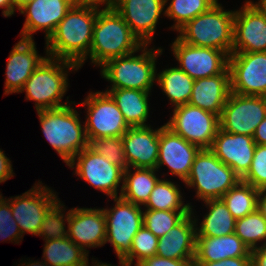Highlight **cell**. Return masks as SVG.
<instances>
[{"mask_svg":"<svg viewBox=\"0 0 266 266\" xmlns=\"http://www.w3.org/2000/svg\"><path fill=\"white\" fill-rule=\"evenodd\" d=\"M97 13L75 3L45 42V54L79 65L89 55Z\"/></svg>","mask_w":266,"mask_h":266,"instance_id":"6da1fadb","label":"cell"},{"mask_svg":"<svg viewBox=\"0 0 266 266\" xmlns=\"http://www.w3.org/2000/svg\"><path fill=\"white\" fill-rule=\"evenodd\" d=\"M6 199L10 202L12 216L22 236L29 233L42 237L58 225V209L63 201L58 198V192L43 185L42 181L34 183L22 195Z\"/></svg>","mask_w":266,"mask_h":266,"instance_id":"7a4b0ae2","label":"cell"},{"mask_svg":"<svg viewBox=\"0 0 266 266\" xmlns=\"http://www.w3.org/2000/svg\"><path fill=\"white\" fill-rule=\"evenodd\" d=\"M142 46L143 44L115 9L98 10L90 52L78 65L79 69L88 58L94 67H101L108 60L132 54Z\"/></svg>","mask_w":266,"mask_h":266,"instance_id":"3957f363","label":"cell"},{"mask_svg":"<svg viewBox=\"0 0 266 266\" xmlns=\"http://www.w3.org/2000/svg\"><path fill=\"white\" fill-rule=\"evenodd\" d=\"M79 70L75 62L47 57L26 80L19 93L25 92V99L34 101L36 111L64 107L73 103L62 102L69 88L68 74Z\"/></svg>","mask_w":266,"mask_h":266,"instance_id":"277c9868","label":"cell"},{"mask_svg":"<svg viewBox=\"0 0 266 266\" xmlns=\"http://www.w3.org/2000/svg\"><path fill=\"white\" fill-rule=\"evenodd\" d=\"M149 47L151 46L143 45L132 54L110 59L102 65L100 75L111 83L107 89L125 88L151 93L158 71L157 58L162 55L164 48H155V45L153 48Z\"/></svg>","mask_w":266,"mask_h":266,"instance_id":"5b68a950","label":"cell"},{"mask_svg":"<svg viewBox=\"0 0 266 266\" xmlns=\"http://www.w3.org/2000/svg\"><path fill=\"white\" fill-rule=\"evenodd\" d=\"M71 104L75 105V101L64 107L36 111L45 139L66 165L89 143L85 124Z\"/></svg>","mask_w":266,"mask_h":266,"instance_id":"8992f818","label":"cell"},{"mask_svg":"<svg viewBox=\"0 0 266 266\" xmlns=\"http://www.w3.org/2000/svg\"><path fill=\"white\" fill-rule=\"evenodd\" d=\"M235 10H224L219 1L208 11L188 21L177 37L190 45L224 51L228 56L233 48Z\"/></svg>","mask_w":266,"mask_h":266,"instance_id":"52a82bcc","label":"cell"},{"mask_svg":"<svg viewBox=\"0 0 266 266\" xmlns=\"http://www.w3.org/2000/svg\"><path fill=\"white\" fill-rule=\"evenodd\" d=\"M241 178L210 149H201L193 161L186 188L195 190L197 200L221 199Z\"/></svg>","mask_w":266,"mask_h":266,"instance_id":"ba28073f","label":"cell"},{"mask_svg":"<svg viewBox=\"0 0 266 266\" xmlns=\"http://www.w3.org/2000/svg\"><path fill=\"white\" fill-rule=\"evenodd\" d=\"M66 210L64 202H61L58 209V226L76 245L88 254L87 249L105 246L106 217L102 207H73Z\"/></svg>","mask_w":266,"mask_h":266,"instance_id":"9c48e42d","label":"cell"},{"mask_svg":"<svg viewBox=\"0 0 266 266\" xmlns=\"http://www.w3.org/2000/svg\"><path fill=\"white\" fill-rule=\"evenodd\" d=\"M115 205L103 208L106 217V243H110L119 261L129 253L133 238L143 226L142 206L123 200L111 198Z\"/></svg>","mask_w":266,"mask_h":266,"instance_id":"30bf717a","label":"cell"},{"mask_svg":"<svg viewBox=\"0 0 266 266\" xmlns=\"http://www.w3.org/2000/svg\"><path fill=\"white\" fill-rule=\"evenodd\" d=\"M78 105L86 109L84 124L88 141L101 137H122L130 128L107 92L90 91Z\"/></svg>","mask_w":266,"mask_h":266,"instance_id":"8fae6325","label":"cell"},{"mask_svg":"<svg viewBox=\"0 0 266 266\" xmlns=\"http://www.w3.org/2000/svg\"><path fill=\"white\" fill-rule=\"evenodd\" d=\"M67 166L74 169V175L85 180L86 183L88 182L94 189L103 192L110 199L120 197L124 170L109 162L102 155L96 154L89 147L79 152Z\"/></svg>","mask_w":266,"mask_h":266,"instance_id":"7c38bea8","label":"cell"},{"mask_svg":"<svg viewBox=\"0 0 266 266\" xmlns=\"http://www.w3.org/2000/svg\"><path fill=\"white\" fill-rule=\"evenodd\" d=\"M165 126L189 143L210 149L220 128L219 116L189 103L172 109Z\"/></svg>","mask_w":266,"mask_h":266,"instance_id":"4fadbf2b","label":"cell"},{"mask_svg":"<svg viewBox=\"0 0 266 266\" xmlns=\"http://www.w3.org/2000/svg\"><path fill=\"white\" fill-rule=\"evenodd\" d=\"M266 117V97L231 92L219 117L220 129L227 133L254 135Z\"/></svg>","mask_w":266,"mask_h":266,"instance_id":"5bb4252c","label":"cell"},{"mask_svg":"<svg viewBox=\"0 0 266 266\" xmlns=\"http://www.w3.org/2000/svg\"><path fill=\"white\" fill-rule=\"evenodd\" d=\"M228 68L231 92L266 97V51L233 52Z\"/></svg>","mask_w":266,"mask_h":266,"instance_id":"9a60e30c","label":"cell"},{"mask_svg":"<svg viewBox=\"0 0 266 266\" xmlns=\"http://www.w3.org/2000/svg\"><path fill=\"white\" fill-rule=\"evenodd\" d=\"M171 51L177 66L193 80L222 74L228 68L229 56L222 50L193 46L176 37Z\"/></svg>","mask_w":266,"mask_h":266,"instance_id":"2e32d148","label":"cell"},{"mask_svg":"<svg viewBox=\"0 0 266 266\" xmlns=\"http://www.w3.org/2000/svg\"><path fill=\"white\" fill-rule=\"evenodd\" d=\"M75 3V0H31L25 3L18 9L26 17L19 37L33 40L34 33L44 30L46 42Z\"/></svg>","mask_w":266,"mask_h":266,"instance_id":"e0dca14e","label":"cell"},{"mask_svg":"<svg viewBox=\"0 0 266 266\" xmlns=\"http://www.w3.org/2000/svg\"><path fill=\"white\" fill-rule=\"evenodd\" d=\"M201 148L189 143L164 125L160 126L159 149L156 170L167 166L169 173L184 183L191 171L193 161Z\"/></svg>","mask_w":266,"mask_h":266,"instance_id":"ac0fdd59","label":"cell"},{"mask_svg":"<svg viewBox=\"0 0 266 266\" xmlns=\"http://www.w3.org/2000/svg\"><path fill=\"white\" fill-rule=\"evenodd\" d=\"M165 0H117L115 10L143 45L154 39L157 23L165 15Z\"/></svg>","mask_w":266,"mask_h":266,"instance_id":"d6986e66","label":"cell"},{"mask_svg":"<svg viewBox=\"0 0 266 266\" xmlns=\"http://www.w3.org/2000/svg\"><path fill=\"white\" fill-rule=\"evenodd\" d=\"M266 51V17L249 1L235 9L233 52Z\"/></svg>","mask_w":266,"mask_h":266,"instance_id":"ffe728a7","label":"cell"},{"mask_svg":"<svg viewBox=\"0 0 266 266\" xmlns=\"http://www.w3.org/2000/svg\"><path fill=\"white\" fill-rule=\"evenodd\" d=\"M256 143L252 136L218 129L210 150L241 179L250 169Z\"/></svg>","mask_w":266,"mask_h":266,"instance_id":"44dd1931","label":"cell"},{"mask_svg":"<svg viewBox=\"0 0 266 266\" xmlns=\"http://www.w3.org/2000/svg\"><path fill=\"white\" fill-rule=\"evenodd\" d=\"M34 39H22L13 46L7 59L4 95L19 93L26 80L48 57L39 55Z\"/></svg>","mask_w":266,"mask_h":266,"instance_id":"7402d4cb","label":"cell"},{"mask_svg":"<svg viewBox=\"0 0 266 266\" xmlns=\"http://www.w3.org/2000/svg\"><path fill=\"white\" fill-rule=\"evenodd\" d=\"M130 127L121 137L128 168L157 167L160 128Z\"/></svg>","mask_w":266,"mask_h":266,"instance_id":"603a6c76","label":"cell"},{"mask_svg":"<svg viewBox=\"0 0 266 266\" xmlns=\"http://www.w3.org/2000/svg\"><path fill=\"white\" fill-rule=\"evenodd\" d=\"M195 246L196 224L190 212L159 238L156 255L168 259L194 260Z\"/></svg>","mask_w":266,"mask_h":266,"instance_id":"cb8c5ba5","label":"cell"},{"mask_svg":"<svg viewBox=\"0 0 266 266\" xmlns=\"http://www.w3.org/2000/svg\"><path fill=\"white\" fill-rule=\"evenodd\" d=\"M43 261L49 266H90L89 254L76 245L57 225L42 236Z\"/></svg>","mask_w":266,"mask_h":266,"instance_id":"d4e9b609","label":"cell"},{"mask_svg":"<svg viewBox=\"0 0 266 266\" xmlns=\"http://www.w3.org/2000/svg\"><path fill=\"white\" fill-rule=\"evenodd\" d=\"M230 93V71L227 68L222 74L196 79L189 104L220 117Z\"/></svg>","mask_w":266,"mask_h":266,"instance_id":"484cf974","label":"cell"},{"mask_svg":"<svg viewBox=\"0 0 266 266\" xmlns=\"http://www.w3.org/2000/svg\"><path fill=\"white\" fill-rule=\"evenodd\" d=\"M236 257H251L250 249L235 234L196 237L194 262H214Z\"/></svg>","mask_w":266,"mask_h":266,"instance_id":"4316f807","label":"cell"},{"mask_svg":"<svg viewBox=\"0 0 266 266\" xmlns=\"http://www.w3.org/2000/svg\"><path fill=\"white\" fill-rule=\"evenodd\" d=\"M203 203L208 212L202 219H199L198 215L195 216L194 207H191L196 224V237H220L235 233L236 219L231 215L222 199H209ZM198 219L202 221L199 222Z\"/></svg>","mask_w":266,"mask_h":266,"instance_id":"83f0119b","label":"cell"},{"mask_svg":"<svg viewBox=\"0 0 266 266\" xmlns=\"http://www.w3.org/2000/svg\"><path fill=\"white\" fill-rule=\"evenodd\" d=\"M104 92L115 101L129 127L150 126L146 123L150 117V92L125 88L106 89Z\"/></svg>","mask_w":266,"mask_h":266,"instance_id":"f1b7e54d","label":"cell"},{"mask_svg":"<svg viewBox=\"0 0 266 266\" xmlns=\"http://www.w3.org/2000/svg\"><path fill=\"white\" fill-rule=\"evenodd\" d=\"M157 172L153 168H127L124 171L123 188L120 197L125 201L143 207L155 185L160 180Z\"/></svg>","mask_w":266,"mask_h":266,"instance_id":"f546056e","label":"cell"},{"mask_svg":"<svg viewBox=\"0 0 266 266\" xmlns=\"http://www.w3.org/2000/svg\"><path fill=\"white\" fill-rule=\"evenodd\" d=\"M194 81L178 66L156 73V84L167 96L172 108L189 103Z\"/></svg>","mask_w":266,"mask_h":266,"instance_id":"4dcf8cb0","label":"cell"},{"mask_svg":"<svg viewBox=\"0 0 266 266\" xmlns=\"http://www.w3.org/2000/svg\"><path fill=\"white\" fill-rule=\"evenodd\" d=\"M162 178L157 182L143 209L163 211H191V202L184 203L179 184Z\"/></svg>","mask_w":266,"mask_h":266,"instance_id":"1f68e13d","label":"cell"},{"mask_svg":"<svg viewBox=\"0 0 266 266\" xmlns=\"http://www.w3.org/2000/svg\"><path fill=\"white\" fill-rule=\"evenodd\" d=\"M262 191L252 185L240 181L229 189L222 200L235 219L243 218L257 210L258 198Z\"/></svg>","mask_w":266,"mask_h":266,"instance_id":"d6a6232c","label":"cell"},{"mask_svg":"<svg viewBox=\"0 0 266 266\" xmlns=\"http://www.w3.org/2000/svg\"><path fill=\"white\" fill-rule=\"evenodd\" d=\"M217 2L218 0H165L164 16L174 21L169 29L177 32L188 21L208 11Z\"/></svg>","mask_w":266,"mask_h":266,"instance_id":"836d02e7","label":"cell"},{"mask_svg":"<svg viewBox=\"0 0 266 266\" xmlns=\"http://www.w3.org/2000/svg\"><path fill=\"white\" fill-rule=\"evenodd\" d=\"M235 234L250 251L261 247L266 244V220L258 210L236 219Z\"/></svg>","mask_w":266,"mask_h":266,"instance_id":"e575fe53","label":"cell"},{"mask_svg":"<svg viewBox=\"0 0 266 266\" xmlns=\"http://www.w3.org/2000/svg\"><path fill=\"white\" fill-rule=\"evenodd\" d=\"M190 212L143 209V225L156 237L160 238Z\"/></svg>","mask_w":266,"mask_h":266,"instance_id":"d590c367","label":"cell"},{"mask_svg":"<svg viewBox=\"0 0 266 266\" xmlns=\"http://www.w3.org/2000/svg\"><path fill=\"white\" fill-rule=\"evenodd\" d=\"M158 241L159 238L143 225L133 238L130 253L122 261L131 266L133 264L137 266L142 261L156 255Z\"/></svg>","mask_w":266,"mask_h":266,"instance_id":"8d00e7d4","label":"cell"},{"mask_svg":"<svg viewBox=\"0 0 266 266\" xmlns=\"http://www.w3.org/2000/svg\"><path fill=\"white\" fill-rule=\"evenodd\" d=\"M88 147L96 154L105 157L112 164L121 167L124 171L128 168L121 137L93 139L89 141Z\"/></svg>","mask_w":266,"mask_h":266,"instance_id":"74e56055","label":"cell"},{"mask_svg":"<svg viewBox=\"0 0 266 266\" xmlns=\"http://www.w3.org/2000/svg\"><path fill=\"white\" fill-rule=\"evenodd\" d=\"M0 192V240L11 241L14 244L22 242L23 236L19 225L12 216L10 202Z\"/></svg>","mask_w":266,"mask_h":266,"instance_id":"f35d334b","label":"cell"},{"mask_svg":"<svg viewBox=\"0 0 266 266\" xmlns=\"http://www.w3.org/2000/svg\"><path fill=\"white\" fill-rule=\"evenodd\" d=\"M241 181L260 191L266 190V145H256L250 169Z\"/></svg>","mask_w":266,"mask_h":266,"instance_id":"ab89813d","label":"cell"},{"mask_svg":"<svg viewBox=\"0 0 266 266\" xmlns=\"http://www.w3.org/2000/svg\"><path fill=\"white\" fill-rule=\"evenodd\" d=\"M194 260H176L160 257L158 255L152 256L137 266H193Z\"/></svg>","mask_w":266,"mask_h":266,"instance_id":"60d3db41","label":"cell"},{"mask_svg":"<svg viewBox=\"0 0 266 266\" xmlns=\"http://www.w3.org/2000/svg\"><path fill=\"white\" fill-rule=\"evenodd\" d=\"M193 266H251V257H236L214 262H193Z\"/></svg>","mask_w":266,"mask_h":266,"instance_id":"b9f144b4","label":"cell"},{"mask_svg":"<svg viewBox=\"0 0 266 266\" xmlns=\"http://www.w3.org/2000/svg\"><path fill=\"white\" fill-rule=\"evenodd\" d=\"M11 160L0 148V184L14 177L13 166Z\"/></svg>","mask_w":266,"mask_h":266,"instance_id":"7bdbcfd3","label":"cell"},{"mask_svg":"<svg viewBox=\"0 0 266 266\" xmlns=\"http://www.w3.org/2000/svg\"><path fill=\"white\" fill-rule=\"evenodd\" d=\"M75 1L76 4L78 5L96 8L98 10L114 9L117 2V0H75Z\"/></svg>","mask_w":266,"mask_h":266,"instance_id":"ee69618b","label":"cell"},{"mask_svg":"<svg viewBox=\"0 0 266 266\" xmlns=\"http://www.w3.org/2000/svg\"><path fill=\"white\" fill-rule=\"evenodd\" d=\"M251 266H266V244L250 251Z\"/></svg>","mask_w":266,"mask_h":266,"instance_id":"f6af8a7d","label":"cell"},{"mask_svg":"<svg viewBox=\"0 0 266 266\" xmlns=\"http://www.w3.org/2000/svg\"><path fill=\"white\" fill-rule=\"evenodd\" d=\"M253 139L256 145H266V117L256 128Z\"/></svg>","mask_w":266,"mask_h":266,"instance_id":"bcb514c9","label":"cell"},{"mask_svg":"<svg viewBox=\"0 0 266 266\" xmlns=\"http://www.w3.org/2000/svg\"><path fill=\"white\" fill-rule=\"evenodd\" d=\"M0 9H3L2 15L4 17H11L15 14L17 6L14 0H0Z\"/></svg>","mask_w":266,"mask_h":266,"instance_id":"7dc6e473","label":"cell"},{"mask_svg":"<svg viewBox=\"0 0 266 266\" xmlns=\"http://www.w3.org/2000/svg\"><path fill=\"white\" fill-rule=\"evenodd\" d=\"M257 210L263 215L266 220V190L262 191L258 198Z\"/></svg>","mask_w":266,"mask_h":266,"instance_id":"c3c4849f","label":"cell"},{"mask_svg":"<svg viewBox=\"0 0 266 266\" xmlns=\"http://www.w3.org/2000/svg\"><path fill=\"white\" fill-rule=\"evenodd\" d=\"M249 1L251 5H253L263 16L266 17V0H258L257 2Z\"/></svg>","mask_w":266,"mask_h":266,"instance_id":"681fc988","label":"cell"},{"mask_svg":"<svg viewBox=\"0 0 266 266\" xmlns=\"http://www.w3.org/2000/svg\"><path fill=\"white\" fill-rule=\"evenodd\" d=\"M22 262H20V264H18V266H49L46 262H44L43 260L39 261V260H30L27 259L26 260H20Z\"/></svg>","mask_w":266,"mask_h":266,"instance_id":"f907efd6","label":"cell"},{"mask_svg":"<svg viewBox=\"0 0 266 266\" xmlns=\"http://www.w3.org/2000/svg\"><path fill=\"white\" fill-rule=\"evenodd\" d=\"M95 258H92L91 262V266H117V265H112V264H108V263H105V262H102V261H99V260H94ZM119 264L120 266H131L130 264H128L127 262H124V261H119Z\"/></svg>","mask_w":266,"mask_h":266,"instance_id":"816d5d0a","label":"cell"},{"mask_svg":"<svg viewBox=\"0 0 266 266\" xmlns=\"http://www.w3.org/2000/svg\"><path fill=\"white\" fill-rule=\"evenodd\" d=\"M31 0H14L15 5L17 6V10L24 5L25 3L29 2Z\"/></svg>","mask_w":266,"mask_h":266,"instance_id":"f5cc1de1","label":"cell"}]
</instances>
